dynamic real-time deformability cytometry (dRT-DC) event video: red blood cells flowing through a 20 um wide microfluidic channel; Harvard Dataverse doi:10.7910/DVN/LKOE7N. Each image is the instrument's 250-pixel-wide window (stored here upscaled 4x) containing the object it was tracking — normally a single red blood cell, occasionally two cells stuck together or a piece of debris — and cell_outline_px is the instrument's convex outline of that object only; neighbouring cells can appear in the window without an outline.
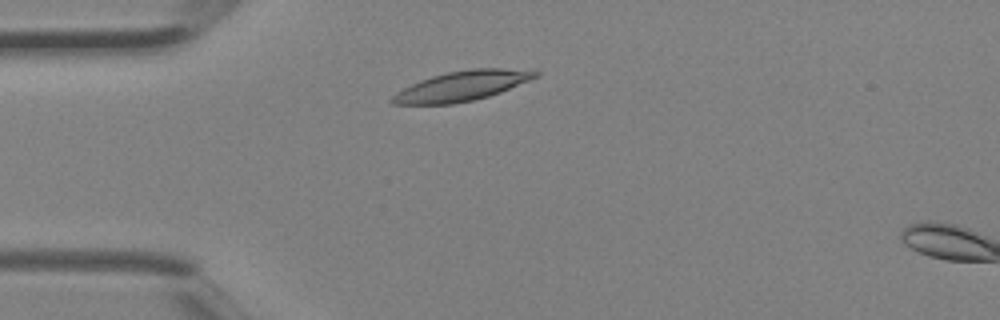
{"species": "Egyptian fruit bat (a non-hibernating species)", "species_latin": "Rousettus aegyptiacus", "temperature_condition": "room temperature", "stored_images_in_passage": 3, "camera_frame_rate_fps": 3000, "um_per_image_px": 0.085, "animal": {"sex": "female"}, "frame": {"image": 1, "passage_image": 2, "time_ms": 0.333, "image_size_px": [1000, 320], "cell_outline_px": [[540, 76], [500, 92], [488, 96], [472, 100], [452, 104], [392, 104], [388, 100], [396, 92], [420, 80], [432, 76], [448, 72], [472, 68], [504, 68], [540, 72]], "centroid_in_image_um": [39.24, 7.31], "position_along_channel_um": 45.8, "area_um2": 24.68}}